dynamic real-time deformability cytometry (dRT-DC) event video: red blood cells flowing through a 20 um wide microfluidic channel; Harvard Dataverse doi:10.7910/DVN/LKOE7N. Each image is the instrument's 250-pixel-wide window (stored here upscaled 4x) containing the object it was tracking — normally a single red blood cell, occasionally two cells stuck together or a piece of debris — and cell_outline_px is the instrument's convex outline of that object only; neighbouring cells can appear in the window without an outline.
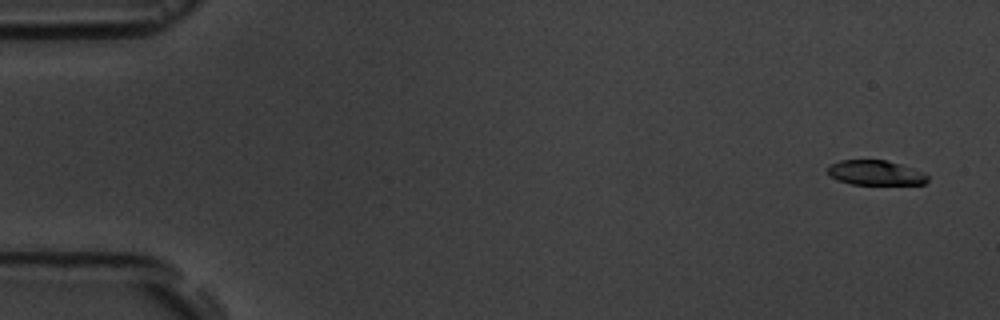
{"species": "common noctule bat (a hibernating species)", "species_latin": "Nyctalus noctula", "temperature_condition": "room temperature", "stored_images_in_passage": 6, "camera_frame_rate_fps": 3000, "um_per_image_px": 0.085, "animal": {"sex": "male", "body_mass_g": 19.5, "forearm_length_mm": 54.6}, "frame": {"image": 1, "passage_image": 1, "time_ms": 0.0, "image_size_px": [1000, 320], "cell_outline_px": [[928, 180], [924, 184], [852, 184], [840, 180], [832, 176], [828, 172], [828, 164], [840, 160], [884, 160], [900, 164], [924, 172], [928, 176]], "centroid_in_image_um": [74.43, 14.68], "position_along_channel_um": 10.6, "area_um2": 14.28}}